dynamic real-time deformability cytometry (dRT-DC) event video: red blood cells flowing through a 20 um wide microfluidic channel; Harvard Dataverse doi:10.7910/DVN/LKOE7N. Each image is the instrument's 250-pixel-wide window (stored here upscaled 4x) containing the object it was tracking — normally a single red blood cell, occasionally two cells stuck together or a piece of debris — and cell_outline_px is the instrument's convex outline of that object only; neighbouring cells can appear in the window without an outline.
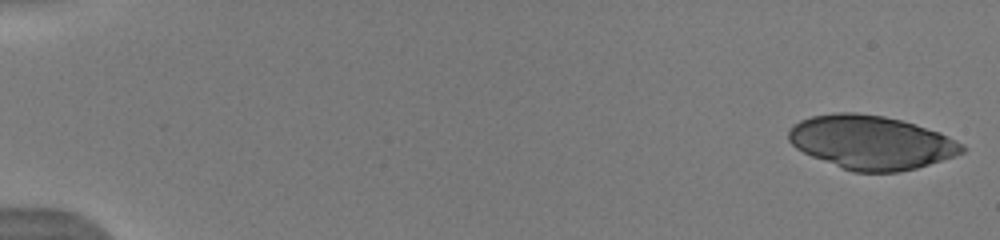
{"species": "human", "species_latin": "Homo sapiens", "temperature_condition": "warm", "stored_images_in_passage": 51, "segment_of_instrument_passage": [1, 2], "camera_frame_rate_fps": 3000, "um_per_image_px": 0.085, "donor": {"sex": "male"}, "frame": {"image": 1, "passage_image": 1, "time_ms": 0.0, "image_size_px": [1000, 240], "cell_outline_px": [[968, 148], [964, 152], [916, 168], [900, 172], [852, 172], [812, 156], [796, 148], [788, 140], [788, 132], [792, 124], [800, 120], [812, 116], [836, 112], [856, 112], [884, 116], [900, 120], [940, 132], [964, 144]], "centroid_in_image_um": [74.04, 12.09], "position_along_channel_um": 11.0, "area_um2": 54.22}}